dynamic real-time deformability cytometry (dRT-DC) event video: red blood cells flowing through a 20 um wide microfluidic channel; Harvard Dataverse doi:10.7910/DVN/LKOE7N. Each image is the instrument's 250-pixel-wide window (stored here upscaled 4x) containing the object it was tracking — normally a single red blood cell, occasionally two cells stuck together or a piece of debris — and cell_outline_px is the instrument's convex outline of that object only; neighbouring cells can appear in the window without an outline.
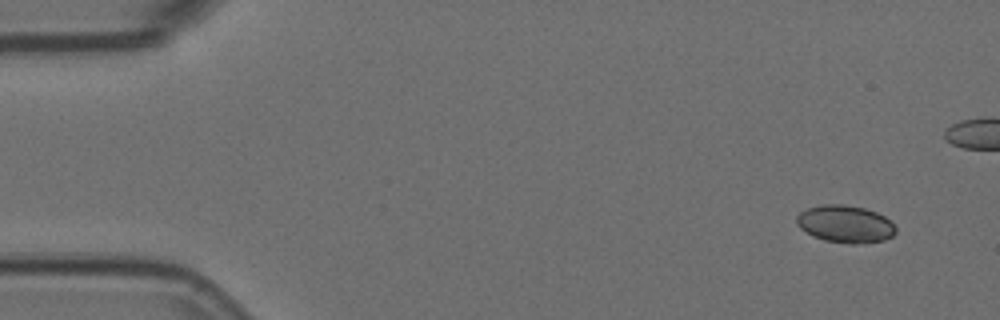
{"species": "Egyptian fruit bat (a non-hibernating species)", "species_latin": "Rousettus aegyptiacus", "temperature_condition": "room temperature", "stored_images_in_passage": 6, "camera_frame_rate_fps": 3000, "um_per_image_px": 0.085, "animal": {"sex": "female"}, "frame": {"image": 1, "passage_image": 1, "time_ms": 0.0, "image_size_px": [1000, 320], "cell_outline_px": [[896, 232], [892, 236], [884, 240], [856, 244], [848, 244], [824, 240], [812, 236], [800, 228], [796, 224], [796, 216], [800, 212], [808, 208], [820, 204], [844, 204], [864, 208], [876, 212], [884, 216], [896, 228]], "centroid_in_image_um": [71.81, 19.04], "position_along_channel_um": 13.2, "area_um2": 21.68}}
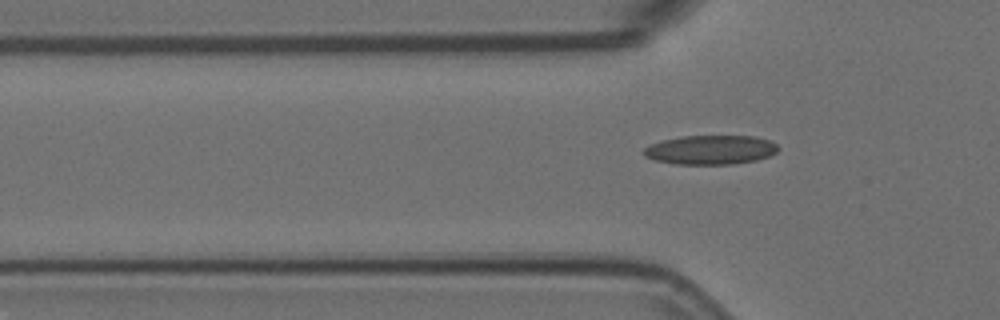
{"frame": {"image": 2, "passage_image": 6, "time_ms": 1.667, "image_size_px": [1000, 320], "cell_outline_px": [[780, 148], [776, 152], [768, 156], [756, 160], [732, 164], [676, 164], [652, 160], [644, 156], [640, 152], [648, 144], [660, 140], [684, 136], [756, 136], [772, 140]], "centroid_in_image_um": [60.35, 12.73], "position_along_channel_um": 65.4, "area_um2": 23.24}}